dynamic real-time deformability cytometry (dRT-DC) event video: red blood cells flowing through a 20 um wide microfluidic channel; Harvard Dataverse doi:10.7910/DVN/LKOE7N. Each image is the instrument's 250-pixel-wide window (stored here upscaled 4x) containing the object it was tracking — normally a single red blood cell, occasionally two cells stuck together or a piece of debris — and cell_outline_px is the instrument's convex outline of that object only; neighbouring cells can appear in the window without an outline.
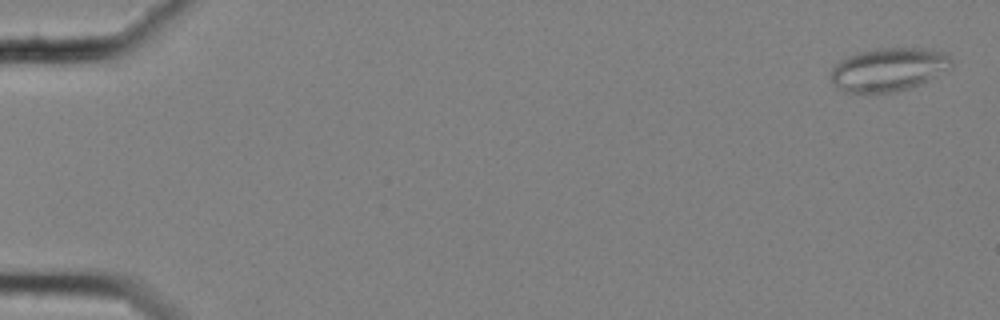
{"species": "common noctule bat (a hibernating species)", "species_latin": "Nyctalus noctula", "temperature_condition": "cold", "stored_images_in_passage": 57, "camera_frame_rate_fps": 3000, "um_per_image_px": 0.085, "animal": {"sex": "female", "body_mass_g": 25.1}, "frame": {"image": 1, "passage_image": 1, "time_ms": 0.0, "image_size_px": [1000, 320], "cell_outline_px": [[952, 64], [948, 68], [908, 88], [896, 92], [868, 96], [844, 92], [832, 84], [832, 68], [840, 60], [856, 52], [876, 48], [924, 48], [944, 52], [952, 60]], "centroid_in_image_um": [75.42, 5.93], "position_along_channel_um": 9.6, "area_um2": 30.69}}
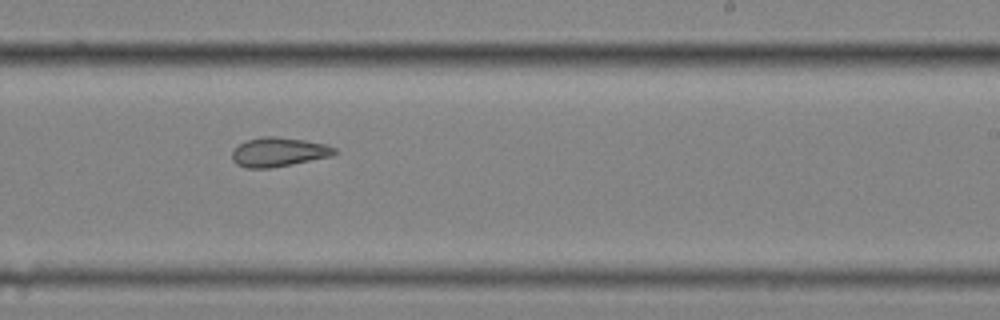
{"frame": {"image": 2, "passage_image": 36, "time_ms": 11.667, "image_size_px": [1000, 320], "cell_outline_px": [[340, 152], [332, 156], [272, 168], [244, 168], [236, 164], [232, 160], [232, 152], [240, 144], [248, 140], [264, 136], [276, 136], [304, 140], [328, 144], [336, 148]], "centroid_in_image_um": [23.73, 12.93], "position_along_channel_um": 265.3, "area_um2": 17.57}}
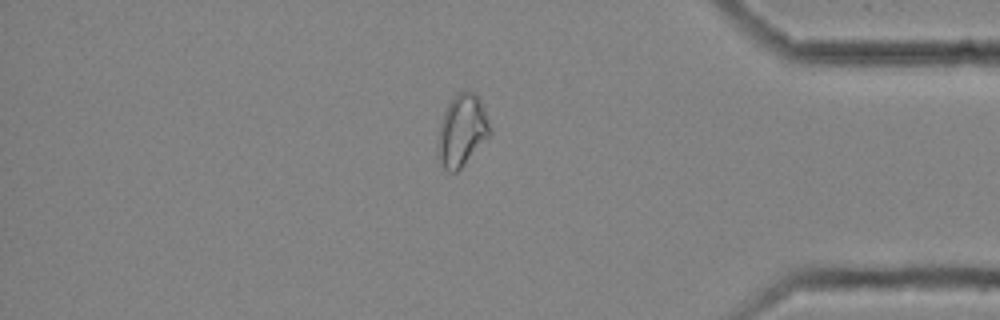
{"frame": {"image": 3, "passage_image": 49, "time_ms": 16.0, "image_size_px": [1000, 320], "cell_outline_px": [[492, 132], [460, 168], [456, 172], [448, 172], [444, 168], [436, 156], [436, 144], [440, 124], [444, 112], [448, 104], [456, 92], [476, 92], [484, 108]], "centroid_in_image_um": [39.23, 11.09], "position_along_channel_um": 396.0, "area_um2": 21.73}, "authors_computed_cell_mechanics": {"area_um2": 21.8484, "velocity_mm_per_s": 3.5334, "shape_relaxation_time_tau1_ms": null, "shape_relaxation_time_tau2_ms": 2.0781, "deformation_change_tau1": null, "deformation_change_tau2": 0.0932}}